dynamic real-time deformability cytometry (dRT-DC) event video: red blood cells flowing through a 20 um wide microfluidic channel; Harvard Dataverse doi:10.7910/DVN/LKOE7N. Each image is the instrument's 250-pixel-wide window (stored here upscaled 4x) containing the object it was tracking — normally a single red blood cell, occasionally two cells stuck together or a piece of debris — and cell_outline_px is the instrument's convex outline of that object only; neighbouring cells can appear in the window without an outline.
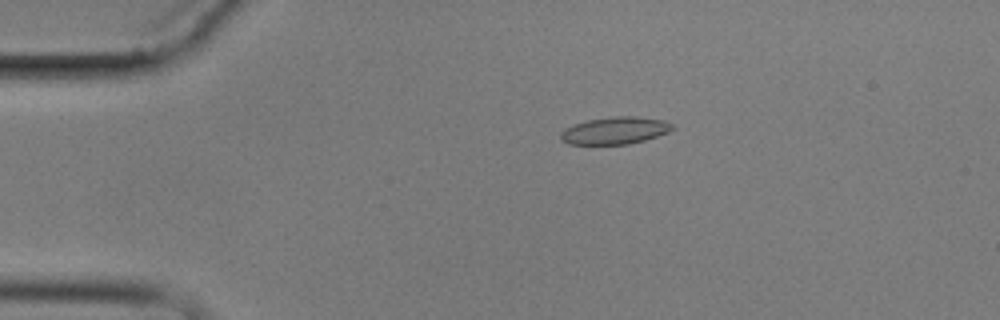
{"species": "common noctule bat (a hibernating species)", "species_latin": "Nyctalus noctula", "temperature_condition": "cold", "stored_images_in_passage": 3, "camera_frame_rate_fps": 3000, "um_per_image_px": 0.085, "animal": {"sex": "male", "body_mass_g": 17.9}, "frame": {"image": 1, "passage_image": 3, "time_ms": 2.333, "image_size_px": [1000, 320], "cell_outline_px": [[676, 128], [668, 132], [644, 140], [628, 144], [568, 144], [560, 140], [560, 132], [564, 128], [588, 120], [616, 116], [636, 116], [664, 120], [672, 124]], "centroid_in_image_um": [52.27, 11.1], "position_along_channel_um": 32.7, "area_um2": 17.69}}